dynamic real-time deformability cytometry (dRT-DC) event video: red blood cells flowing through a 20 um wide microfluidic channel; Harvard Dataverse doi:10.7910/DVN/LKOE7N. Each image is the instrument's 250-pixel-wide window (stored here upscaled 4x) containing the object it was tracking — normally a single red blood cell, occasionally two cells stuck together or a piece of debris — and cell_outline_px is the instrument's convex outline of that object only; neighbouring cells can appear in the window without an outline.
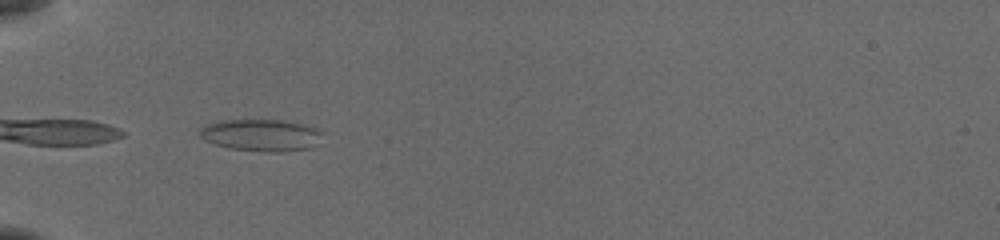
{"species": "common noctule bat (a hibernating species)", "species_latin": "Nyctalus noctula", "temperature_condition": "cold", "stored_images_in_passage": 31, "camera_frame_rate_fps": 3000, "um_per_image_px": 0.085, "animal": {"sex": "female", "body_mass_g": 19.5, "forearm_length_mm": 54.1}, "frame": {"image": 1, "passage_image": 1, "time_ms": 0.0, "image_size_px": [1000, 240], "cell_outline_px": [[324, 132], [312, 148], [280, 152], [268, 152], [232, 148], [216, 144], [204, 140], [200, 136], [200, 128], [204, 124], [220, 120], [284, 120], [316, 128]], "centroid_in_image_um": [22.18, 11.48], "position_along_channel_um": 62.8, "area_um2": 22.77}}
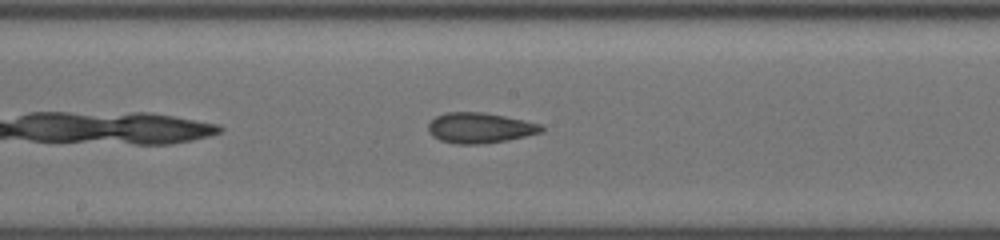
{"frame": {"image": 2, "passage_image": 13, "time_ms": 4.0, "image_size_px": [1000, 240], "cell_outline_px": [[544, 132], [508, 140], [480, 144], [456, 144], [440, 140], [432, 136], [428, 132], [428, 124], [436, 116], [448, 112], [484, 112], [504, 116], [540, 124], [544, 128]], "centroid_in_image_um": [40.78, 10.88], "position_along_channel_um": 207.4, "area_um2": 20.06}}
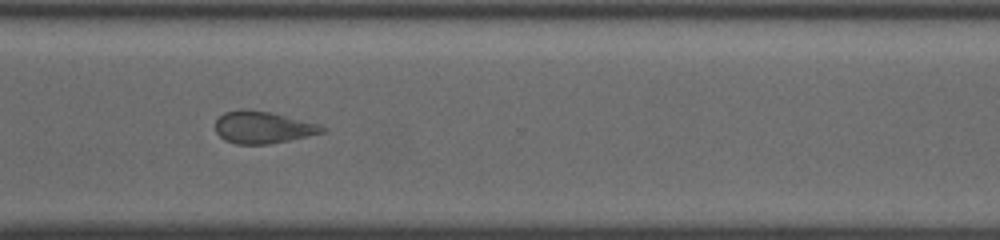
{"frame": {"image": 3, "passage_image": 24, "time_ms": 7.667, "image_size_px": [1000, 240], "cell_outline_px": [[328, 128], [324, 132], [308, 136], [268, 144], [236, 144], [224, 140], [216, 132], [216, 120], [224, 112], [244, 108], [268, 112], [320, 124]], "centroid_in_image_um": [22.34, 10.82], "position_along_channel_um": 348.3, "area_um2": 19.88}, "authors_computed_cell_mechanics": {"area_um2": 19.8832, "velocity_mm_per_s": 3.8542, "shape_relaxation_time_tau1_ms": null, "shape_relaxation_time_tau2_ms": 2.8059, "deformation_change_tau1": null, "deformation_change_tau2": 0.1012}}